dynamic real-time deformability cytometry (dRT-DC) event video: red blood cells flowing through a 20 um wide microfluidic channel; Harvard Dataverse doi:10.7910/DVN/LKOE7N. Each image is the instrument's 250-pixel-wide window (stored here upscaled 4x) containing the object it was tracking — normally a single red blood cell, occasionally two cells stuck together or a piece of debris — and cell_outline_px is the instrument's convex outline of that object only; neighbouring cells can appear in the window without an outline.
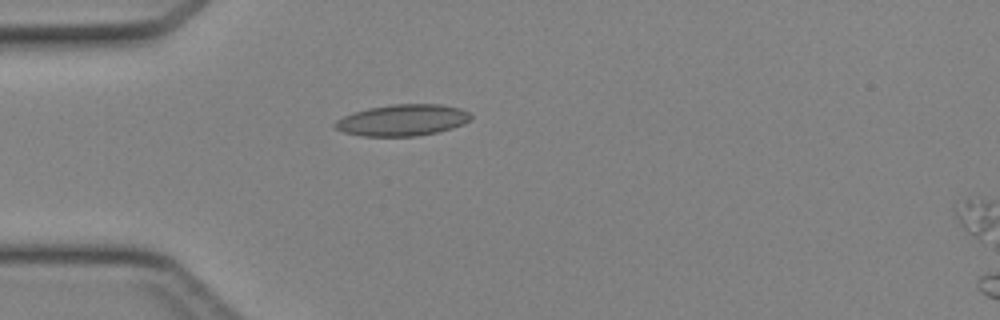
{"species": "Egyptian fruit bat (a non-hibernating species)", "species_latin": "Rousettus aegyptiacus", "temperature_condition": "cold", "stored_images_in_passage": 15, "segment_of_instrument_passage": [1, 2], "camera_frame_rate_fps": 3000, "um_per_image_px": 0.085, "animal": {"sex": "female"}, "frame": {"image": 1, "passage_image": 13, "time_ms": 4.0, "image_size_px": [1000, 320], "cell_outline_px": [[472, 116], [464, 124], [452, 128], [436, 132], [416, 136], [360, 136], [344, 132], [336, 128], [332, 124], [336, 120], [352, 112], [368, 108], [392, 104], [440, 104], [460, 108], [468, 112]], "centroid_in_image_um": [34.19, 10.21], "position_along_channel_um": 50.8, "area_um2": 24.85}}